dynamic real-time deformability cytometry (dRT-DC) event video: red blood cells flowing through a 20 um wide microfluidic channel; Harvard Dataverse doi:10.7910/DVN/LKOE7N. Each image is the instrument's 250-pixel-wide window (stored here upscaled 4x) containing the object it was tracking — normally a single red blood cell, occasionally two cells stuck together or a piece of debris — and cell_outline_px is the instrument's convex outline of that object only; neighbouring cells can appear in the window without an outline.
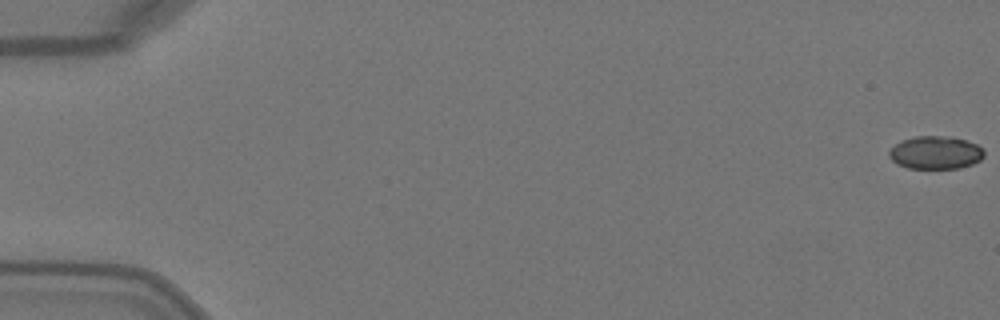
{"species": "Egyptian fruit bat (a non-hibernating species)", "species_latin": "Rousettus aegyptiacus", "temperature_condition": "warm", "stored_images_in_passage": 51, "camera_frame_rate_fps": 3000, "um_per_image_px": 0.085, "animal": {"sex": "female"}, "frame": {"image": 1, "passage_image": 1, "time_ms": 0.0, "image_size_px": [1000, 320], "cell_outline_px": [[984, 156], [980, 160], [972, 164], [960, 168], [908, 168], [896, 164], [888, 156], [888, 152], [900, 140], [916, 136], [952, 136], [976, 144], [984, 148]], "centroid_in_image_um": [79.52, 12.97], "position_along_channel_um": 5.5, "area_um2": 18.38}}
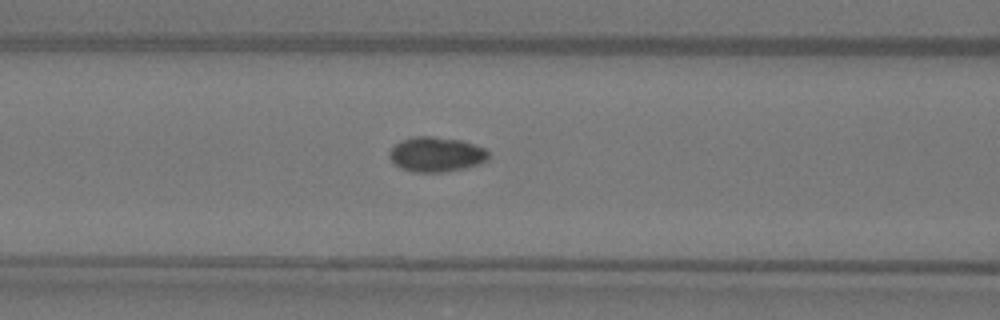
{"frame": {"image": 2, "passage_image": 22, "time_ms": 7.0, "image_size_px": [1000, 320], "cell_outline_px": [[488, 160], [480, 164], [464, 168], [444, 172], [416, 172], [404, 168], [396, 164], [388, 156], [388, 152], [400, 140], [412, 136], [432, 136], [460, 140], [484, 148], [488, 152]], "centroid_in_image_um": [37.08, 13.11], "position_along_channel_um": 129.5, "area_um2": 20.0}}
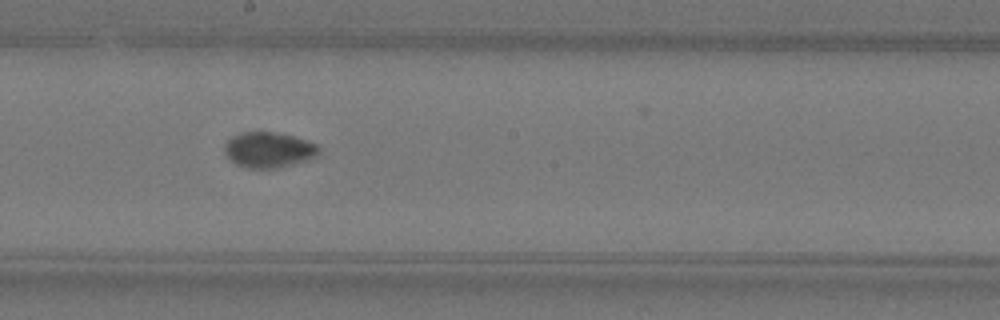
{"frame": {"image": 3, "passage_image": 29, "time_ms": 9.333, "image_size_px": [1000, 320], "cell_outline_px": [[320, 156], [308, 160], [276, 168], [248, 168], [236, 164], [224, 152], [224, 144], [232, 136], [240, 132], [272, 132], [292, 136], [316, 144], [320, 148]], "centroid_in_image_um": [22.85, 12.74], "position_along_channel_um": 225.4, "area_um2": 19.48}}